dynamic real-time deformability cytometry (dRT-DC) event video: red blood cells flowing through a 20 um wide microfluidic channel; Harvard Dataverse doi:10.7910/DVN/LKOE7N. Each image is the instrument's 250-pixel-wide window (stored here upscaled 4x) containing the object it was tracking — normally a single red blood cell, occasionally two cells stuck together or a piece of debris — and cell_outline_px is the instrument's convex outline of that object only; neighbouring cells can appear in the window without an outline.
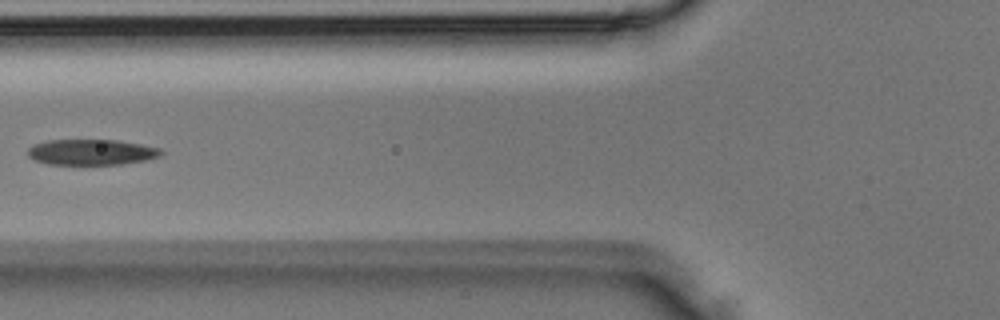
{"species": "Egyptian fruit bat (a non-hibernating species)", "species_latin": "Rousettus aegyptiacus", "temperature_condition": "room temperature", "stored_images_in_passage": 3, "camera_frame_rate_fps": 3000, "um_per_image_px": 0.085, "animal": {"sex": "male"}, "frame": {"image": 1, "passage_image": 3, "time_ms": 0.667, "image_size_px": [1000, 320], "cell_outline_px": [[164, 152], [160, 156], [144, 160], [120, 164], [84, 168], [48, 164], [36, 160], [28, 156], [28, 148], [32, 144], [44, 140], [120, 140], [160, 148]], "centroid_in_image_um": [7.72, 12.97], "position_along_channel_um": 118.1, "area_um2": 20.98}}